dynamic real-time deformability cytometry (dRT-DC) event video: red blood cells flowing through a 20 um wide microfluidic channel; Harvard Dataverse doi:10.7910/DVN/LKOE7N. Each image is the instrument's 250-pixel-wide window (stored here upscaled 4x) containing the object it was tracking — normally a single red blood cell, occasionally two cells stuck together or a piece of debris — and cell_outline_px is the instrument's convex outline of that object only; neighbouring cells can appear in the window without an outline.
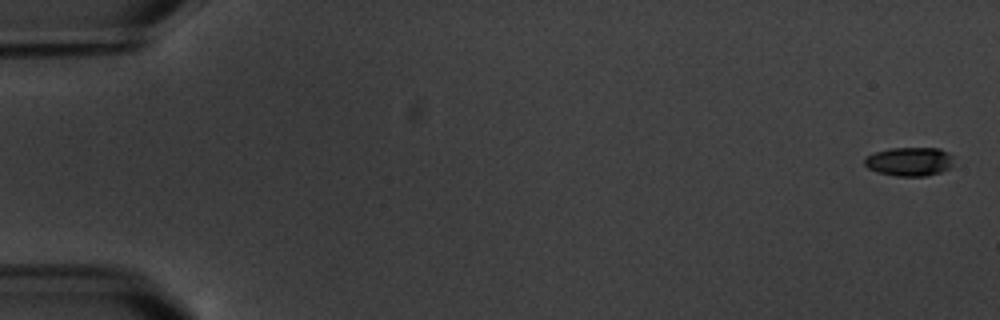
{"species": "common noctule bat (a hibernating species)", "species_latin": "Nyctalus noctula", "temperature_condition": "warm", "stored_images_in_passage": 6, "camera_frame_rate_fps": 3000, "um_per_image_px": 0.085, "animal": {"sex": "male", "body_mass_g": 20.1, "forearm_length_mm": 53.5}, "frame": {"image": 1, "passage_image": 1, "time_ms": 0.0, "image_size_px": [1000, 320], "cell_outline_px": [[952, 164], [948, 168], [940, 172], [924, 176], [896, 176], [876, 172], [868, 168], [864, 164], [864, 160], [868, 156], [876, 152], [892, 148], [940, 148], [948, 152], [952, 156]], "centroid_in_image_um": [77.3, 13.73], "position_along_channel_um": 7.7, "area_um2": 14.85}}
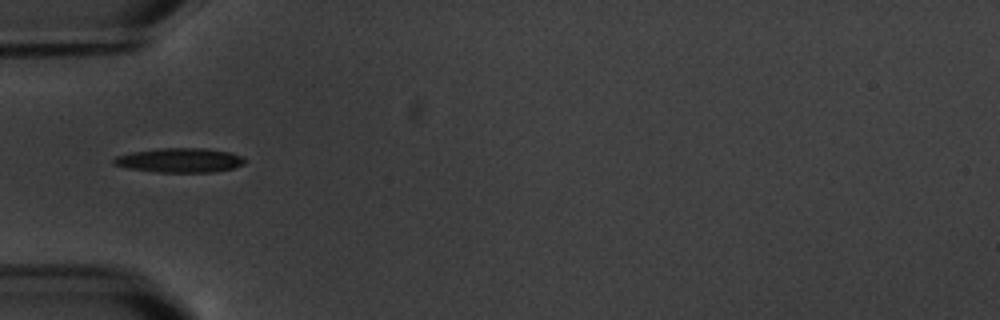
{"frame": {"image": 2, "passage_image": 5, "time_ms": 6.333, "image_size_px": [1000, 320], "cell_outline_px": [[248, 160], [244, 164], [232, 168], [212, 172], [156, 172], [128, 168], [112, 164], [112, 160], [116, 156], [132, 152], [156, 148], [204, 148], [232, 152]], "centroid_in_image_um": [15.28, 13.61], "position_along_channel_um": 69.7, "area_um2": 18.73}}